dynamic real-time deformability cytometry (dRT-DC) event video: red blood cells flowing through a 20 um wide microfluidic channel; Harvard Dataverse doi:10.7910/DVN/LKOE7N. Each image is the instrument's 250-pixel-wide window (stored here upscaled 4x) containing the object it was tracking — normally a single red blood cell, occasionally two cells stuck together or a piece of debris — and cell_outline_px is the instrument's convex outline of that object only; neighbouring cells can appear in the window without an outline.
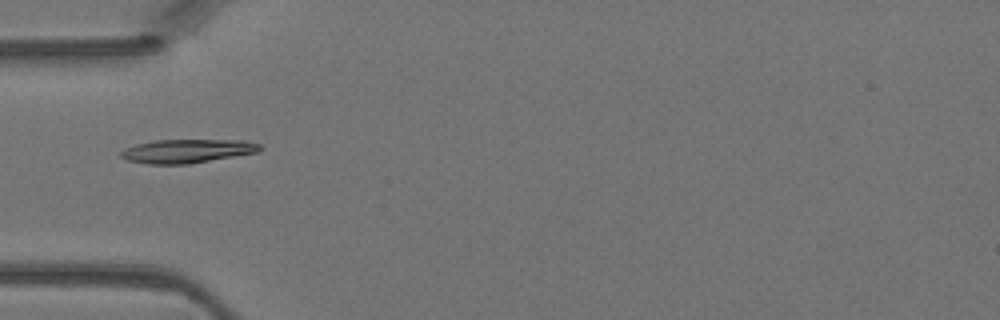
{"species": "Egyptian fruit bat (a non-hibernating species)", "species_latin": "Rousettus aegyptiacus", "temperature_condition": "warm", "stored_images_in_passage": 5, "camera_frame_rate_fps": 3000, "um_per_image_px": 0.085, "animal": {"sex": "female"}, "frame": {"image": 1, "passage_image": 4, "time_ms": 1.0, "image_size_px": [1000, 320], "cell_outline_px": [[264, 148], [260, 152], [188, 164], [148, 164], [128, 160], [120, 156], [120, 152], [124, 148], [136, 144], [156, 140], [244, 140], [260, 144]], "centroid_in_image_um": [15.95, 12.83], "position_along_channel_um": 69.1, "area_um2": 19.31}}
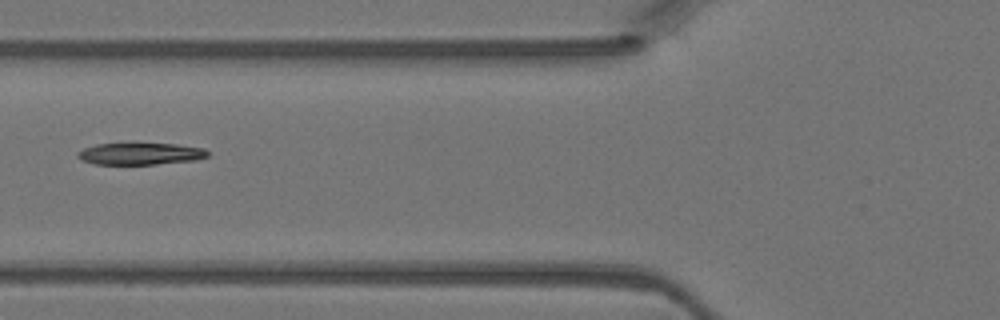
{"frame": {"image": 2, "passage_image": 5, "time_ms": 1.333, "image_size_px": [1000, 320], "cell_outline_px": [[208, 156], [196, 160], [156, 164], [96, 164], [84, 160], [76, 156], [76, 152], [84, 148], [96, 144], [176, 144], [204, 148], [208, 152]], "centroid_in_image_um": [11.94, 13.07], "position_along_channel_um": 113.9, "area_um2": 16.36}}